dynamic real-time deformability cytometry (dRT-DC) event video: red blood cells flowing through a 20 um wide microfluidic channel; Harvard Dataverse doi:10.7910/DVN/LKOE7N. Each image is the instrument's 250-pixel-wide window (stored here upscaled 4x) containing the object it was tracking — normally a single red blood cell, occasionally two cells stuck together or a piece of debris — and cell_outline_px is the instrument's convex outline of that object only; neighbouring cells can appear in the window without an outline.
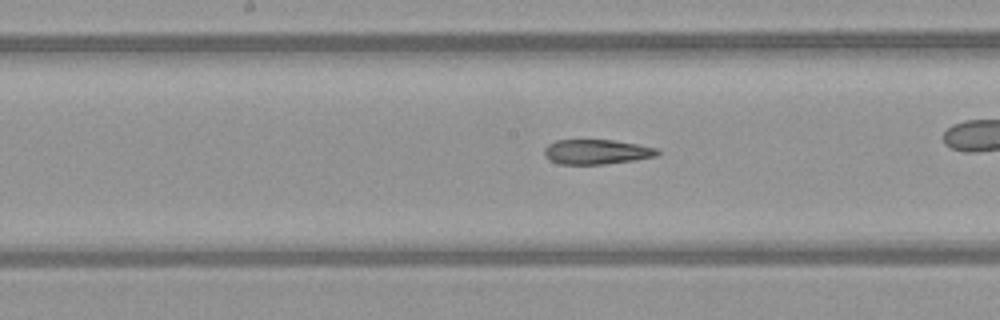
{"species": "common noctule bat (a hibernating species)", "species_latin": "Nyctalus noctula", "temperature_condition": "warm", "stored_images_in_passage": 28, "camera_frame_rate_fps": 3000, "um_per_image_px": 0.085, "animal": {"sex": "female", "body_mass_g": 21.9}, "frame": {"image": 1, "passage_image": 13, "time_ms": 4.0, "image_size_px": [1000, 320], "cell_outline_px": [[660, 152], [656, 156], [632, 160], [604, 164], [560, 164], [544, 156], [544, 148], [548, 144], [556, 140], [612, 140], [636, 144], [656, 148]], "centroid_in_image_um": [50.67, 12.9], "position_along_channel_um": 197.5, "area_um2": 16.13}}
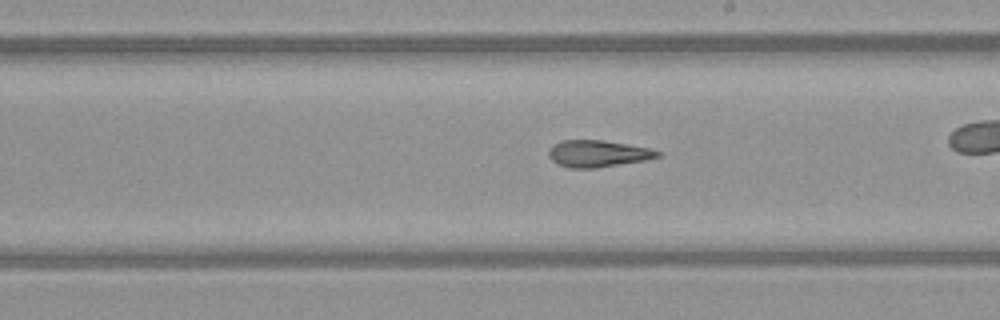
{"frame": {"image": 2, "passage_image": 16, "time_ms": 5.0, "image_size_px": [1000, 320], "cell_outline_px": [[660, 156], [644, 160], [596, 168], [568, 168], [556, 164], [548, 156], [548, 152], [552, 144], [560, 140], [604, 140], [648, 148], [660, 152]], "centroid_in_image_um": [50.74, 13.06], "position_along_channel_um": 238.3, "area_um2": 16.99}}